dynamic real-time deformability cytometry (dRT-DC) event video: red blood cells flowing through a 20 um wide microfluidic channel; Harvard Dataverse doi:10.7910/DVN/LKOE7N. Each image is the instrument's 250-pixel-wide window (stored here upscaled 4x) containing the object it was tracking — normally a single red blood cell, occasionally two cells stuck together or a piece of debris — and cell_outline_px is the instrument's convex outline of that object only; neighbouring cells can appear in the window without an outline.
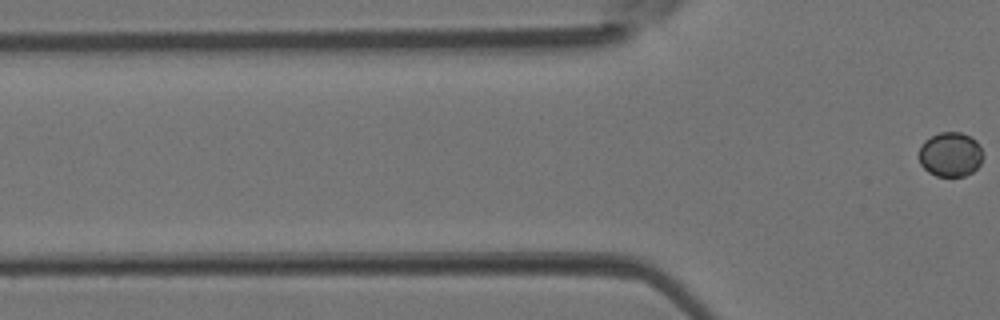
{"species": "Egyptian fruit bat (a non-hibernating species)", "species_latin": "Rousettus aegyptiacus", "temperature_condition": "room temperature", "stored_images_in_passage": 5, "camera_frame_rate_fps": 3000, "um_per_image_px": 0.085, "animal": {"sex": "female"}, "frame": {"image": 1, "passage_image": 5, "time_ms": 1.333, "image_size_px": [1000, 320], "cell_outline_px": [[984, 156], [980, 164], [972, 172], [964, 176], [936, 176], [928, 172], [920, 164], [920, 144], [924, 140], [940, 132], [960, 132], [976, 140], [980, 144]], "centroid_in_image_um": [80.8, 13.12], "position_along_channel_um": 45.0, "area_um2": 16.7}}